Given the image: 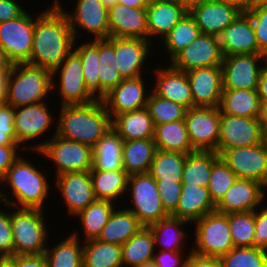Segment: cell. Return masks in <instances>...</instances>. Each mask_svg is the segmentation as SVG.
<instances>
[{
	"label": "cell",
	"mask_w": 267,
	"mask_h": 267,
	"mask_svg": "<svg viewBox=\"0 0 267 267\" xmlns=\"http://www.w3.org/2000/svg\"><path fill=\"white\" fill-rule=\"evenodd\" d=\"M35 16L31 56L28 64L50 72L57 69L74 49L75 38L64 11L52 2Z\"/></svg>",
	"instance_id": "6da1fadb"
},
{
	"label": "cell",
	"mask_w": 267,
	"mask_h": 267,
	"mask_svg": "<svg viewBox=\"0 0 267 267\" xmlns=\"http://www.w3.org/2000/svg\"><path fill=\"white\" fill-rule=\"evenodd\" d=\"M28 160L20 155L0 180L1 203L16 208L43 209L51 194L48 172L42 173L40 168Z\"/></svg>",
	"instance_id": "7a4b0ae2"
},
{
	"label": "cell",
	"mask_w": 267,
	"mask_h": 267,
	"mask_svg": "<svg viewBox=\"0 0 267 267\" xmlns=\"http://www.w3.org/2000/svg\"><path fill=\"white\" fill-rule=\"evenodd\" d=\"M57 133L92 148L112 128V119L101 99L84 105L59 106Z\"/></svg>",
	"instance_id": "3957f363"
},
{
	"label": "cell",
	"mask_w": 267,
	"mask_h": 267,
	"mask_svg": "<svg viewBox=\"0 0 267 267\" xmlns=\"http://www.w3.org/2000/svg\"><path fill=\"white\" fill-rule=\"evenodd\" d=\"M10 212V222L14 241V255H40L48 247L49 224L43 209L16 208L4 205ZM47 227V228H46Z\"/></svg>",
	"instance_id": "277c9868"
},
{
	"label": "cell",
	"mask_w": 267,
	"mask_h": 267,
	"mask_svg": "<svg viewBox=\"0 0 267 267\" xmlns=\"http://www.w3.org/2000/svg\"><path fill=\"white\" fill-rule=\"evenodd\" d=\"M52 72L28 63L13 64L5 103L13 108L46 101L52 95Z\"/></svg>",
	"instance_id": "5b68a950"
},
{
	"label": "cell",
	"mask_w": 267,
	"mask_h": 267,
	"mask_svg": "<svg viewBox=\"0 0 267 267\" xmlns=\"http://www.w3.org/2000/svg\"><path fill=\"white\" fill-rule=\"evenodd\" d=\"M54 134L43 140L41 143L34 144V151L38 155L46 157L54 163L58 176L69 172L90 171L93 167V148L86 144L74 142L56 135L57 126L55 125Z\"/></svg>",
	"instance_id": "8992f818"
},
{
	"label": "cell",
	"mask_w": 267,
	"mask_h": 267,
	"mask_svg": "<svg viewBox=\"0 0 267 267\" xmlns=\"http://www.w3.org/2000/svg\"><path fill=\"white\" fill-rule=\"evenodd\" d=\"M195 243L191 252L201 257L219 258L234 248L228 214L217 211L195 221Z\"/></svg>",
	"instance_id": "52a82bcc"
},
{
	"label": "cell",
	"mask_w": 267,
	"mask_h": 267,
	"mask_svg": "<svg viewBox=\"0 0 267 267\" xmlns=\"http://www.w3.org/2000/svg\"><path fill=\"white\" fill-rule=\"evenodd\" d=\"M126 196L131 206L126 208L131 211L143 226H149L169 215L164 210L156 181L149 173L133 174L128 177ZM133 204V205H132Z\"/></svg>",
	"instance_id": "ba28073f"
},
{
	"label": "cell",
	"mask_w": 267,
	"mask_h": 267,
	"mask_svg": "<svg viewBox=\"0 0 267 267\" xmlns=\"http://www.w3.org/2000/svg\"><path fill=\"white\" fill-rule=\"evenodd\" d=\"M56 78L60 79L59 83H55L58 81ZM54 88L59 91V101H61L59 106L84 105L97 99L86 88L82 60L75 49H73L62 64L52 72V90H54Z\"/></svg>",
	"instance_id": "9c48e42d"
},
{
	"label": "cell",
	"mask_w": 267,
	"mask_h": 267,
	"mask_svg": "<svg viewBox=\"0 0 267 267\" xmlns=\"http://www.w3.org/2000/svg\"><path fill=\"white\" fill-rule=\"evenodd\" d=\"M26 11L0 23V47L12 64L28 63L30 60L35 17Z\"/></svg>",
	"instance_id": "30bf717a"
},
{
	"label": "cell",
	"mask_w": 267,
	"mask_h": 267,
	"mask_svg": "<svg viewBox=\"0 0 267 267\" xmlns=\"http://www.w3.org/2000/svg\"><path fill=\"white\" fill-rule=\"evenodd\" d=\"M54 2L66 14L70 28L75 40L81 31L92 35L94 39H108L110 37V27L108 23V9L101 0H77L72 11H67L59 0Z\"/></svg>",
	"instance_id": "8fae6325"
},
{
	"label": "cell",
	"mask_w": 267,
	"mask_h": 267,
	"mask_svg": "<svg viewBox=\"0 0 267 267\" xmlns=\"http://www.w3.org/2000/svg\"><path fill=\"white\" fill-rule=\"evenodd\" d=\"M52 115L46 101L14 108L16 143L24 150L27 147L29 151H34L35 139L43 138V134L53 128L55 118Z\"/></svg>",
	"instance_id": "7c38bea8"
},
{
	"label": "cell",
	"mask_w": 267,
	"mask_h": 267,
	"mask_svg": "<svg viewBox=\"0 0 267 267\" xmlns=\"http://www.w3.org/2000/svg\"><path fill=\"white\" fill-rule=\"evenodd\" d=\"M185 123L192 147L200 151H216L219 141V107L195 106L186 110Z\"/></svg>",
	"instance_id": "4fadbf2b"
},
{
	"label": "cell",
	"mask_w": 267,
	"mask_h": 267,
	"mask_svg": "<svg viewBox=\"0 0 267 267\" xmlns=\"http://www.w3.org/2000/svg\"><path fill=\"white\" fill-rule=\"evenodd\" d=\"M265 141L258 118L239 117L220 112L219 141L220 155L225 149L255 146Z\"/></svg>",
	"instance_id": "5bb4252c"
},
{
	"label": "cell",
	"mask_w": 267,
	"mask_h": 267,
	"mask_svg": "<svg viewBox=\"0 0 267 267\" xmlns=\"http://www.w3.org/2000/svg\"><path fill=\"white\" fill-rule=\"evenodd\" d=\"M266 63L265 55L242 54L224 57L221 64L223 89L256 90L261 70Z\"/></svg>",
	"instance_id": "9a60e30c"
},
{
	"label": "cell",
	"mask_w": 267,
	"mask_h": 267,
	"mask_svg": "<svg viewBox=\"0 0 267 267\" xmlns=\"http://www.w3.org/2000/svg\"><path fill=\"white\" fill-rule=\"evenodd\" d=\"M219 157L238 178L253 179L267 188V143L225 149Z\"/></svg>",
	"instance_id": "2e32d148"
},
{
	"label": "cell",
	"mask_w": 267,
	"mask_h": 267,
	"mask_svg": "<svg viewBox=\"0 0 267 267\" xmlns=\"http://www.w3.org/2000/svg\"><path fill=\"white\" fill-rule=\"evenodd\" d=\"M224 55L218 36L202 34L185 47L171 61L170 65L180 71L195 68L221 66Z\"/></svg>",
	"instance_id": "e0dca14e"
},
{
	"label": "cell",
	"mask_w": 267,
	"mask_h": 267,
	"mask_svg": "<svg viewBox=\"0 0 267 267\" xmlns=\"http://www.w3.org/2000/svg\"><path fill=\"white\" fill-rule=\"evenodd\" d=\"M143 77L123 79L101 99L111 119L121 113L147 107L152 90L146 92L148 87Z\"/></svg>",
	"instance_id": "ac0fdd59"
},
{
	"label": "cell",
	"mask_w": 267,
	"mask_h": 267,
	"mask_svg": "<svg viewBox=\"0 0 267 267\" xmlns=\"http://www.w3.org/2000/svg\"><path fill=\"white\" fill-rule=\"evenodd\" d=\"M55 179V189L64 199L67 215L72 218L96 200L90 171L64 173Z\"/></svg>",
	"instance_id": "d6986e66"
},
{
	"label": "cell",
	"mask_w": 267,
	"mask_h": 267,
	"mask_svg": "<svg viewBox=\"0 0 267 267\" xmlns=\"http://www.w3.org/2000/svg\"><path fill=\"white\" fill-rule=\"evenodd\" d=\"M266 192V187L260 182L238 178L216 205L215 211L222 214L254 211L267 203Z\"/></svg>",
	"instance_id": "ffe728a7"
},
{
	"label": "cell",
	"mask_w": 267,
	"mask_h": 267,
	"mask_svg": "<svg viewBox=\"0 0 267 267\" xmlns=\"http://www.w3.org/2000/svg\"><path fill=\"white\" fill-rule=\"evenodd\" d=\"M152 47L153 43L146 39L115 37V59L120 76L123 79L144 76L149 69L146 59L152 54Z\"/></svg>",
	"instance_id": "44dd1931"
},
{
	"label": "cell",
	"mask_w": 267,
	"mask_h": 267,
	"mask_svg": "<svg viewBox=\"0 0 267 267\" xmlns=\"http://www.w3.org/2000/svg\"><path fill=\"white\" fill-rule=\"evenodd\" d=\"M193 97V107H219L223 92L221 66L195 68L186 72Z\"/></svg>",
	"instance_id": "7402d4cb"
},
{
	"label": "cell",
	"mask_w": 267,
	"mask_h": 267,
	"mask_svg": "<svg viewBox=\"0 0 267 267\" xmlns=\"http://www.w3.org/2000/svg\"><path fill=\"white\" fill-rule=\"evenodd\" d=\"M241 12L232 4L220 0H207L193 7L189 14L194 18L202 34L219 37Z\"/></svg>",
	"instance_id": "603a6c76"
},
{
	"label": "cell",
	"mask_w": 267,
	"mask_h": 267,
	"mask_svg": "<svg viewBox=\"0 0 267 267\" xmlns=\"http://www.w3.org/2000/svg\"><path fill=\"white\" fill-rule=\"evenodd\" d=\"M224 57L242 54L263 55L258 43L252 20L247 12L240 15L219 36Z\"/></svg>",
	"instance_id": "cb8c5ba5"
},
{
	"label": "cell",
	"mask_w": 267,
	"mask_h": 267,
	"mask_svg": "<svg viewBox=\"0 0 267 267\" xmlns=\"http://www.w3.org/2000/svg\"><path fill=\"white\" fill-rule=\"evenodd\" d=\"M154 71L155 82L152 92L162 98L171 100L186 109L193 107V97L190 83L185 71L173 68L170 64L165 67L158 64ZM164 67V68H162Z\"/></svg>",
	"instance_id": "d4e9b609"
},
{
	"label": "cell",
	"mask_w": 267,
	"mask_h": 267,
	"mask_svg": "<svg viewBox=\"0 0 267 267\" xmlns=\"http://www.w3.org/2000/svg\"><path fill=\"white\" fill-rule=\"evenodd\" d=\"M110 37L148 40L146 8H132L116 4L108 9Z\"/></svg>",
	"instance_id": "484cf974"
},
{
	"label": "cell",
	"mask_w": 267,
	"mask_h": 267,
	"mask_svg": "<svg viewBox=\"0 0 267 267\" xmlns=\"http://www.w3.org/2000/svg\"><path fill=\"white\" fill-rule=\"evenodd\" d=\"M146 12L148 40L152 43L155 37L161 41L188 13L177 1L149 2Z\"/></svg>",
	"instance_id": "4316f807"
},
{
	"label": "cell",
	"mask_w": 267,
	"mask_h": 267,
	"mask_svg": "<svg viewBox=\"0 0 267 267\" xmlns=\"http://www.w3.org/2000/svg\"><path fill=\"white\" fill-rule=\"evenodd\" d=\"M215 208L207 187L182 184L178 205L170 216L186 220L192 225L204 215L214 212Z\"/></svg>",
	"instance_id": "83f0119b"
},
{
	"label": "cell",
	"mask_w": 267,
	"mask_h": 267,
	"mask_svg": "<svg viewBox=\"0 0 267 267\" xmlns=\"http://www.w3.org/2000/svg\"><path fill=\"white\" fill-rule=\"evenodd\" d=\"M112 128L123 140L152 139L155 132L147 107L115 116L112 119Z\"/></svg>",
	"instance_id": "f1b7e54d"
},
{
	"label": "cell",
	"mask_w": 267,
	"mask_h": 267,
	"mask_svg": "<svg viewBox=\"0 0 267 267\" xmlns=\"http://www.w3.org/2000/svg\"><path fill=\"white\" fill-rule=\"evenodd\" d=\"M116 207L97 240L122 246L144 227L126 207ZM122 208V209H121Z\"/></svg>",
	"instance_id": "f546056e"
},
{
	"label": "cell",
	"mask_w": 267,
	"mask_h": 267,
	"mask_svg": "<svg viewBox=\"0 0 267 267\" xmlns=\"http://www.w3.org/2000/svg\"><path fill=\"white\" fill-rule=\"evenodd\" d=\"M186 224L191 223L169 215L147 226L152 232L155 250L159 247L158 250L185 251V246L188 245L185 242L188 238L184 228Z\"/></svg>",
	"instance_id": "4dcf8cb0"
},
{
	"label": "cell",
	"mask_w": 267,
	"mask_h": 267,
	"mask_svg": "<svg viewBox=\"0 0 267 267\" xmlns=\"http://www.w3.org/2000/svg\"><path fill=\"white\" fill-rule=\"evenodd\" d=\"M80 235L81 232L74 230L57 244L55 242L54 246L48 244L44 253L48 267H83V241Z\"/></svg>",
	"instance_id": "1f68e13d"
},
{
	"label": "cell",
	"mask_w": 267,
	"mask_h": 267,
	"mask_svg": "<svg viewBox=\"0 0 267 267\" xmlns=\"http://www.w3.org/2000/svg\"><path fill=\"white\" fill-rule=\"evenodd\" d=\"M156 144L152 139L123 140V169L130 176L148 173L156 152Z\"/></svg>",
	"instance_id": "d6a6232c"
},
{
	"label": "cell",
	"mask_w": 267,
	"mask_h": 267,
	"mask_svg": "<svg viewBox=\"0 0 267 267\" xmlns=\"http://www.w3.org/2000/svg\"><path fill=\"white\" fill-rule=\"evenodd\" d=\"M261 104L256 90L223 89L219 110L227 115L258 118Z\"/></svg>",
	"instance_id": "836d02e7"
},
{
	"label": "cell",
	"mask_w": 267,
	"mask_h": 267,
	"mask_svg": "<svg viewBox=\"0 0 267 267\" xmlns=\"http://www.w3.org/2000/svg\"><path fill=\"white\" fill-rule=\"evenodd\" d=\"M93 192L96 200L116 202L127 194L129 175L124 169L119 170H90Z\"/></svg>",
	"instance_id": "e575fe53"
},
{
	"label": "cell",
	"mask_w": 267,
	"mask_h": 267,
	"mask_svg": "<svg viewBox=\"0 0 267 267\" xmlns=\"http://www.w3.org/2000/svg\"><path fill=\"white\" fill-rule=\"evenodd\" d=\"M123 139L113 129L109 131L93 147V167L91 170H119L122 163Z\"/></svg>",
	"instance_id": "d590c367"
},
{
	"label": "cell",
	"mask_w": 267,
	"mask_h": 267,
	"mask_svg": "<svg viewBox=\"0 0 267 267\" xmlns=\"http://www.w3.org/2000/svg\"><path fill=\"white\" fill-rule=\"evenodd\" d=\"M154 142L158 150L184 154L196 151L190 142L185 120L155 125Z\"/></svg>",
	"instance_id": "8d00e7d4"
},
{
	"label": "cell",
	"mask_w": 267,
	"mask_h": 267,
	"mask_svg": "<svg viewBox=\"0 0 267 267\" xmlns=\"http://www.w3.org/2000/svg\"><path fill=\"white\" fill-rule=\"evenodd\" d=\"M116 207V203L112 201L95 200L74 216L75 219L78 218L82 225L83 242L98 238Z\"/></svg>",
	"instance_id": "74e56055"
},
{
	"label": "cell",
	"mask_w": 267,
	"mask_h": 267,
	"mask_svg": "<svg viewBox=\"0 0 267 267\" xmlns=\"http://www.w3.org/2000/svg\"><path fill=\"white\" fill-rule=\"evenodd\" d=\"M219 158L215 151L196 150L188 153L183 168L182 184L208 187L212 165Z\"/></svg>",
	"instance_id": "f35d334b"
},
{
	"label": "cell",
	"mask_w": 267,
	"mask_h": 267,
	"mask_svg": "<svg viewBox=\"0 0 267 267\" xmlns=\"http://www.w3.org/2000/svg\"><path fill=\"white\" fill-rule=\"evenodd\" d=\"M123 267H134L153 261L155 247L151 230L144 226L121 246Z\"/></svg>",
	"instance_id": "ab89813d"
},
{
	"label": "cell",
	"mask_w": 267,
	"mask_h": 267,
	"mask_svg": "<svg viewBox=\"0 0 267 267\" xmlns=\"http://www.w3.org/2000/svg\"><path fill=\"white\" fill-rule=\"evenodd\" d=\"M83 243V267H123L120 245L97 239Z\"/></svg>",
	"instance_id": "60d3db41"
},
{
	"label": "cell",
	"mask_w": 267,
	"mask_h": 267,
	"mask_svg": "<svg viewBox=\"0 0 267 267\" xmlns=\"http://www.w3.org/2000/svg\"><path fill=\"white\" fill-rule=\"evenodd\" d=\"M115 57V37L99 39L100 99L123 80L117 69Z\"/></svg>",
	"instance_id": "b9f144b4"
},
{
	"label": "cell",
	"mask_w": 267,
	"mask_h": 267,
	"mask_svg": "<svg viewBox=\"0 0 267 267\" xmlns=\"http://www.w3.org/2000/svg\"><path fill=\"white\" fill-rule=\"evenodd\" d=\"M200 35V29L196 25L194 18L188 12L160 41L165 47L164 51H166V58H169L167 61H171Z\"/></svg>",
	"instance_id": "7bdbcfd3"
},
{
	"label": "cell",
	"mask_w": 267,
	"mask_h": 267,
	"mask_svg": "<svg viewBox=\"0 0 267 267\" xmlns=\"http://www.w3.org/2000/svg\"><path fill=\"white\" fill-rule=\"evenodd\" d=\"M80 45L74 42V49L79 53L86 88L97 98L100 99V78H99V39H88Z\"/></svg>",
	"instance_id": "ee69618b"
},
{
	"label": "cell",
	"mask_w": 267,
	"mask_h": 267,
	"mask_svg": "<svg viewBox=\"0 0 267 267\" xmlns=\"http://www.w3.org/2000/svg\"><path fill=\"white\" fill-rule=\"evenodd\" d=\"M187 154L156 150L149 174L154 180L181 182Z\"/></svg>",
	"instance_id": "f6af8a7d"
},
{
	"label": "cell",
	"mask_w": 267,
	"mask_h": 267,
	"mask_svg": "<svg viewBox=\"0 0 267 267\" xmlns=\"http://www.w3.org/2000/svg\"><path fill=\"white\" fill-rule=\"evenodd\" d=\"M234 247H253L255 210L228 214Z\"/></svg>",
	"instance_id": "bcb514c9"
},
{
	"label": "cell",
	"mask_w": 267,
	"mask_h": 267,
	"mask_svg": "<svg viewBox=\"0 0 267 267\" xmlns=\"http://www.w3.org/2000/svg\"><path fill=\"white\" fill-rule=\"evenodd\" d=\"M218 260L221 267H267V251L254 247H234Z\"/></svg>",
	"instance_id": "7dc6e473"
},
{
	"label": "cell",
	"mask_w": 267,
	"mask_h": 267,
	"mask_svg": "<svg viewBox=\"0 0 267 267\" xmlns=\"http://www.w3.org/2000/svg\"><path fill=\"white\" fill-rule=\"evenodd\" d=\"M147 108L154 125L184 120L187 110L184 106L157 96L152 91L148 98Z\"/></svg>",
	"instance_id": "c3c4849f"
},
{
	"label": "cell",
	"mask_w": 267,
	"mask_h": 267,
	"mask_svg": "<svg viewBox=\"0 0 267 267\" xmlns=\"http://www.w3.org/2000/svg\"><path fill=\"white\" fill-rule=\"evenodd\" d=\"M238 179L229 166L219 158L213 165L210 173L208 190L215 205L225 196L228 189Z\"/></svg>",
	"instance_id": "681fc988"
},
{
	"label": "cell",
	"mask_w": 267,
	"mask_h": 267,
	"mask_svg": "<svg viewBox=\"0 0 267 267\" xmlns=\"http://www.w3.org/2000/svg\"><path fill=\"white\" fill-rule=\"evenodd\" d=\"M247 13L252 20L258 49L267 56V5L251 7Z\"/></svg>",
	"instance_id": "f907efd6"
},
{
	"label": "cell",
	"mask_w": 267,
	"mask_h": 267,
	"mask_svg": "<svg viewBox=\"0 0 267 267\" xmlns=\"http://www.w3.org/2000/svg\"><path fill=\"white\" fill-rule=\"evenodd\" d=\"M160 194L162 206L168 215H171L179 202L182 182L155 180Z\"/></svg>",
	"instance_id": "816d5d0a"
},
{
	"label": "cell",
	"mask_w": 267,
	"mask_h": 267,
	"mask_svg": "<svg viewBox=\"0 0 267 267\" xmlns=\"http://www.w3.org/2000/svg\"><path fill=\"white\" fill-rule=\"evenodd\" d=\"M18 145L14 126V108L5 102L0 103V146Z\"/></svg>",
	"instance_id": "f5cc1de1"
},
{
	"label": "cell",
	"mask_w": 267,
	"mask_h": 267,
	"mask_svg": "<svg viewBox=\"0 0 267 267\" xmlns=\"http://www.w3.org/2000/svg\"><path fill=\"white\" fill-rule=\"evenodd\" d=\"M0 208V259L14 256V241L10 222V211Z\"/></svg>",
	"instance_id": "db71d44e"
},
{
	"label": "cell",
	"mask_w": 267,
	"mask_h": 267,
	"mask_svg": "<svg viewBox=\"0 0 267 267\" xmlns=\"http://www.w3.org/2000/svg\"><path fill=\"white\" fill-rule=\"evenodd\" d=\"M267 204L255 209L253 247L267 251ZM261 208V209H259Z\"/></svg>",
	"instance_id": "11a10c76"
},
{
	"label": "cell",
	"mask_w": 267,
	"mask_h": 267,
	"mask_svg": "<svg viewBox=\"0 0 267 267\" xmlns=\"http://www.w3.org/2000/svg\"><path fill=\"white\" fill-rule=\"evenodd\" d=\"M189 250L188 255L186 251L155 250L153 262L157 267H184L187 257L192 253L191 249Z\"/></svg>",
	"instance_id": "9f6ffc18"
},
{
	"label": "cell",
	"mask_w": 267,
	"mask_h": 267,
	"mask_svg": "<svg viewBox=\"0 0 267 267\" xmlns=\"http://www.w3.org/2000/svg\"><path fill=\"white\" fill-rule=\"evenodd\" d=\"M22 153L23 149L19 145L0 146V180L6 175L8 169Z\"/></svg>",
	"instance_id": "6f0895ef"
},
{
	"label": "cell",
	"mask_w": 267,
	"mask_h": 267,
	"mask_svg": "<svg viewBox=\"0 0 267 267\" xmlns=\"http://www.w3.org/2000/svg\"><path fill=\"white\" fill-rule=\"evenodd\" d=\"M8 259L15 265V267H48L44 254L14 255Z\"/></svg>",
	"instance_id": "680465c9"
},
{
	"label": "cell",
	"mask_w": 267,
	"mask_h": 267,
	"mask_svg": "<svg viewBox=\"0 0 267 267\" xmlns=\"http://www.w3.org/2000/svg\"><path fill=\"white\" fill-rule=\"evenodd\" d=\"M24 10L17 0H0V23L18 17Z\"/></svg>",
	"instance_id": "91938a15"
},
{
	"label": "cell",
	"mask_w": 267,
	"mask_h": 267,
	"mask_svg": "<svg viewBox=\"0 0 267 267\" xmlns=\"http://www.w3.org/2000/svg\"><path fill=\"white\" fill-rule=\"evenodd\" d=\"M184 267H221L218 258L201 257L190 253Z\"/></svg>",
	"instance_id": "94428289"
},
{
	"label": "cell",
	"mask_w": 267,
	"mask_h": 267,
	"mask_svg": "<svg viewBox=\"0 0 267 267\" xmlns=\"http://www.w3.org/2000/svg\"><path fill=\"white\" fill-rule=\"evenodd\" d=\"M256 91L261 102H267V63L261 70Z\"/></svg>",
	"instance_id": "6125c7cd"
},
{
	"label": "cell",
	"mask_w": 267,
	"mask_h": 267,
	"mask_svg": "<svg viewBox=\"0 0 267 267\" xmlns=\"http://www.w3.org/2000/svg\"><path fill=\"white\" fill-rule=\"evenodd\" d=\"M11 70L0 71V103L5 102L7 96L8 79Z\"/></svg>",
	"instance_id": "be15d7a7"
},
{
	"label": "cell",
	"mask_w": 267,
	"mask_h": 267,
	"mask_svg": "<svg viewBox=\"0 0 267 267\" xmlns=\"http://www.w3.org/2000/svg\"><path fill=\"white\" fill-rule=\"evenodd\" d=\"M258 122L264 135L267 134V102H262Z\"/></svg>",
	"instance_id": "e7e4bbea"
},
{
	"label": "cell",
	"mask_w": 267,
	"mask_h": 267,
	"mask_svg": "<svg viewBox=\"0 0 267 267\" xmlns=\"http://www.w3.org/2000/svg\"><path fill=\"white\" fill-rule=\"evenodd\" d=\"M236 6L240 11L247 12L252 7L251 0H220Z\"/></svg>",
	"instance_id": "03108f58"
},
{
	"label": "cell",
	"mask_w": 267,
	"mask_h": 267,
	"mask_svg": "<svg viewBox=\"0 0 267 267\" xmlns=\"http://www.w3.org/2000/svg\"><path fill=\"white\" fill-rule=\"evenodd\" d=\"M148 3V0H118L117 2V4H123L132 8H146Z\"/></svg>",
	"instance_id": "003e7915"
},
{
	"label": "cell",
	"mask_w": 267,
	"mask_h": 267,
	"mask_svg": "<svg viewBox=\"0 0 267 267\" xmlns=\"http://www.w3.org/2000/svg\"><path fill=\"white\" fill-rule=\"evenodd\" d=\"M12 63L7 58L5 52L0 47V71H6L12 69Z\"/></svg>",
	"instance_id": "a7ac6f4b"
},
{
	"label": "cell",
	"mask_w": 267,
	"mask_h": 267,
	"mask_svg": "<svg viewBox=\"0 0 267 267\" xmlns=\"http://www.w3.org/2000/svg\"><path fill=\"white\" fill-rule=\"evenodd\" d=\"M181 6H183L188 12L195 6L206 2L207 0H176Z\"/></svg>",
	"instance_id": "89a4df30"
},
{
	"label": "cell",
	"mask_w": 267,
	"mask_h": 267,
	"mask_svg": "<svg viewBox=\"0 0 267 267\" xmlns=\"http://www.w3.org/2000/svg\"><path fill=\"white\" fill-rule=\"evenodd\" d=\"M0 267H15V265L8 259H0Z\"/></svg>",
	"instance_id": "2644e50d"
},
{
	"label": "cell",
	"mask_w": 267,
	"mask_h": 267,
	"mask_svg": "<svg viewBox=\"0 0 267 267\" xmlns=\"http://www.w3.org/2000/svg\"><path fill=\"white\" fill-rule=\"evenodd\" d=\"M101 1L107 9L115 6L118 2V0H101Z\"/></svg>",
	"instance_id": "8c879c8a"
},
{
	"label": "cell",
	"mask_w": 267,
	"mask_h": 267,
	"mask_svg": "<svg viewBox=\"0 0 267 267\" xmlns=\"http://www.w3.org/2000/svg\"><path fill=\"white\" fill-rule=\"evenodd\" d=\"M251 1H252V7L267 5V0H251Z\"/></svg>",
	"instance_id": "753ad0ef"
},
{
	"label": "cell",
	"mask_w": 267,
	"mask_h": 267,
	"mask_svg": "<svg viewBox=\"0 0 267 267\" xmlns=\"http://www.w3.org/2000/svg\"><path fill=\"white\" fill-rule=\"evenodd\" d=\"M134 267H157V265L153 261H151Z\"/></svg>",
	"instance_id": "34e18365"
},
{
	"label": "cell",
	"mask_w": 267,
	"mask_h": 267,
	"mask_svg": "<svg viewBox=\"0 0 267 267\" xmlns=\"http://www.w3.org/2000/svg\"><path fill=\"white\" fill-rule=\"evenodd\" d=\"M176 1V0H148V2Z\"/></svg>",
	"instance_id": "11e5206c"
}]
</instances>
